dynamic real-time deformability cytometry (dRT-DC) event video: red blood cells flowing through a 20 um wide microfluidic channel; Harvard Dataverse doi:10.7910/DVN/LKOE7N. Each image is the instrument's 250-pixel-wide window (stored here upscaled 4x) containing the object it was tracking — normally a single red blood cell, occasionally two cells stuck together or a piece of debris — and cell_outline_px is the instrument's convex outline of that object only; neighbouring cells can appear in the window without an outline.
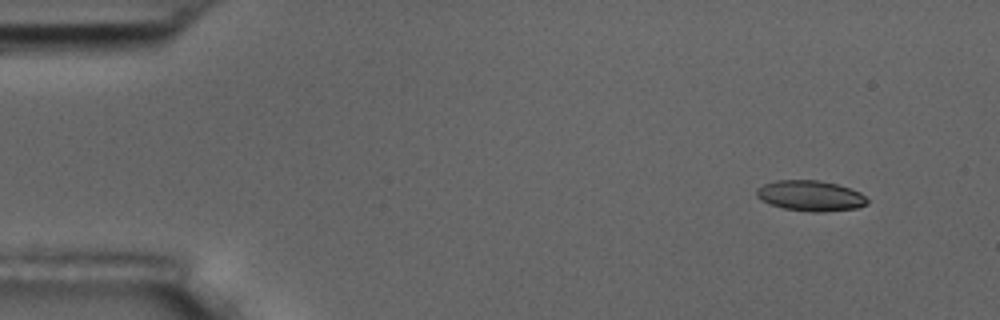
{"species": "common noctule bat (a hibernating species)", "species_latin": "Nyctalus noctula", "temperature_condition": "room temperature", "stored_images_in_passage": 7, "camera_frame_rate_fps": 3000, "um_per_image_px": 0.085, "animal": {"sex": "male", "body_mass_g": 17.5, "forearm_length_mm": 52.3}, "frame": {"image": 1, "passage_image": 1, "time_ms": 0.0, "image_size_px": [1000, 320], "cell_outline_px": [[868, 204], [856, 208], [824, 212], [812, 212], [784, 208], [760, 200], [756, 196], [756, 188], [764, 184], [776, 180], [820, 180], [836, 184], [860, 192], [868, 200]], "centroid_in_image_um": [68.87, 16.64], "position_along_channel_um": 16.1, "area_um2": 19.65}}
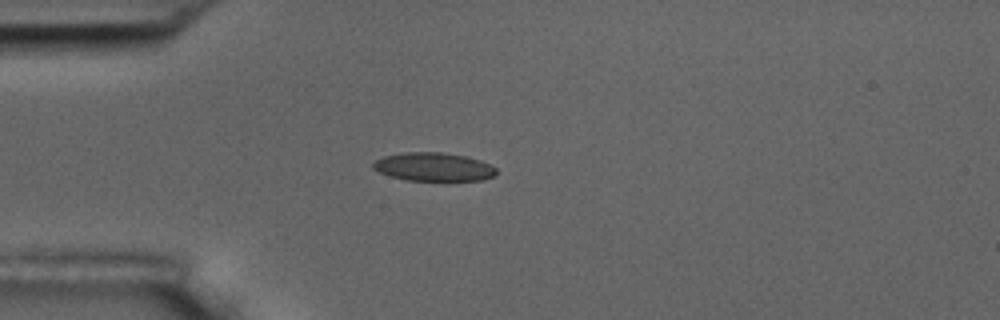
{"frame": {"image": 2, "passage_image": 4, "time_ms": 3.333, "image_size_px": [1000, 320], "cell_outline_px": [[496, 176], [484, 180], [408, 180], [392, 176], [380, 172], [372, 168], [372, 164], [376, 160], [384, 156], [404, 152], [444, 152], [464, 156], [480, 160], [492, 164], [496, 168]], "centroid_in_image_um": [36.9, 14.18], "position_along_channel_um": 48.1, "area_um2": 20.4}}
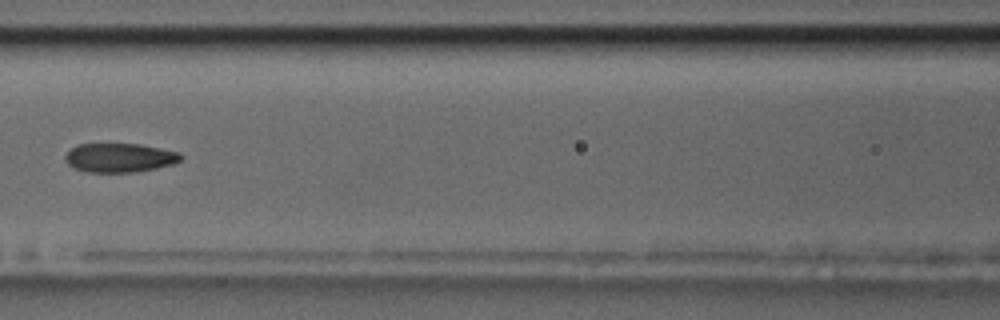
{"frame": {"image": 3, "passage_image": 7, "time_ms": 6.667, "image_size_px": [1000, 320], "cell_outline_px": [[184, 156], [180, 160], [172, 164], [156, 168], [136, 172], [88, 172], [76, 168], [68, 164], [64, 160], [64, 156], [76, 144], [140, 144], [180, 152]], "centroid_in_image_um": [10.18, 13.4], "position_along_channel_um": 156.4, "area_um2": 19.54}}